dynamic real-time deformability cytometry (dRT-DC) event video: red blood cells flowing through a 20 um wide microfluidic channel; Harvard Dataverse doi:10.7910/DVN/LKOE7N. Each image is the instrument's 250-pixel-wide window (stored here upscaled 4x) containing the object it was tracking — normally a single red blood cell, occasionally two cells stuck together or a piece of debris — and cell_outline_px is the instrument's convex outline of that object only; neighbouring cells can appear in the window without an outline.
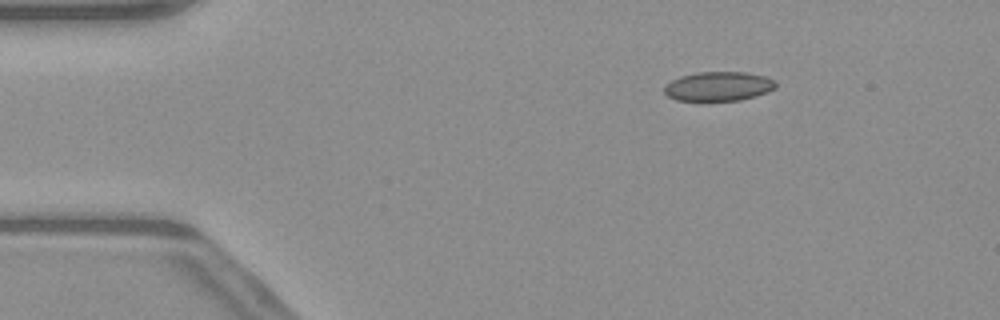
{"species": "common noctule bat (a hibernating species)", "species_latin": "Nyctalus noctula", "temperature_condition": "warm", "stored_images_in_passage": 51, "camera_frame_rate_fps": 3000, "um_per_image_px": 0.085, "animal": {"sex": "male", "body_mass_g": 23.1, "forearm_length_mm": 52.7}, "frame": {"image": 1, "passage_image": 8, "time_ms": 2.333, "image_size_px": [1000, 320], "cell_outline_px": [[776, 88], [768, 92], [756, 96], [740, 100], [676, 100], [668, 96], [664, 92], [664, 84], [680, 76], [696, 72], [748, 72], [764, 76], [776, 80]], "centroid_in_image_um": [61.08, 7.32], "position_along_channel_um": 23.9, "area_um2": 19.13}}
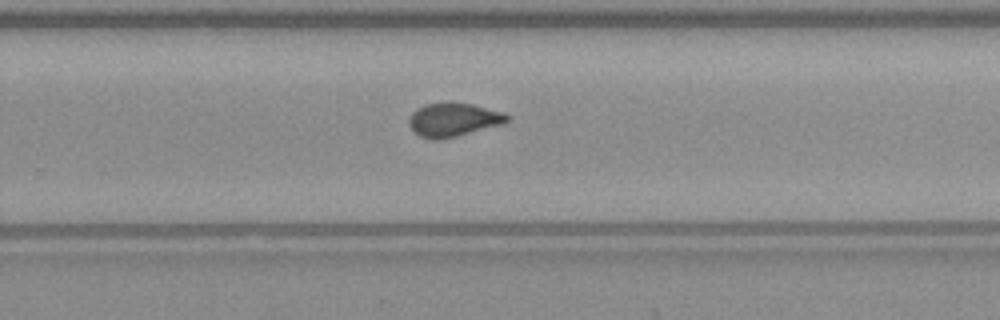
{"frame": {"image": 2, "passage_image": 33, "time_ms": 10.667, "image_size_px": [1000, 320], "cell_outline_px": [[508, 120], [504, 124], [440, 140], [436, 140], [420, 136], [408, 124], [408, 120], [412, 112], [416, 108], [424, 104], [444, 100], [452, 100], [472, 104], [504, 112], [508, 116]], "centroid_in_image_um": [38.52, 10.13], "position_along_channel_um": 291.3, "area_um2": 19.65}}
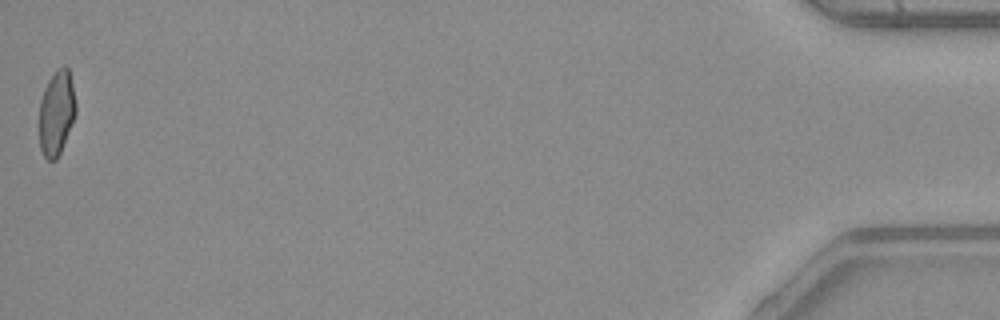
{"frame": {"image": 3, "passage_image": 51, "time_ms": 16.667, "image_size_px": [1000, 320], "cell_outline_px": [[76, 112], [60, 152], [56, 160], [48, 160], [44, 156], [40, 148], [40, 100], [44, 88], [48, 80], [56, 68], [64, 64], [68, 68], [72, 84], [76, 104]], "centroid_in_image_um": [4.8, 9.54], "position_along_channel_um": 430.4, "area_um2": 17.92}, "authors_computed_cell_mechanics": {"area_um2": 19.1318, "velocity_mm_per_s": 4.0747, "shape_relaxation_time_tau1_ms": 7.9157, "shape_relaxation_time_tau2_ms": 1.0621, "deformation_change_tau1": 0.1608, "deformation_change_tau2": 0.0525}}